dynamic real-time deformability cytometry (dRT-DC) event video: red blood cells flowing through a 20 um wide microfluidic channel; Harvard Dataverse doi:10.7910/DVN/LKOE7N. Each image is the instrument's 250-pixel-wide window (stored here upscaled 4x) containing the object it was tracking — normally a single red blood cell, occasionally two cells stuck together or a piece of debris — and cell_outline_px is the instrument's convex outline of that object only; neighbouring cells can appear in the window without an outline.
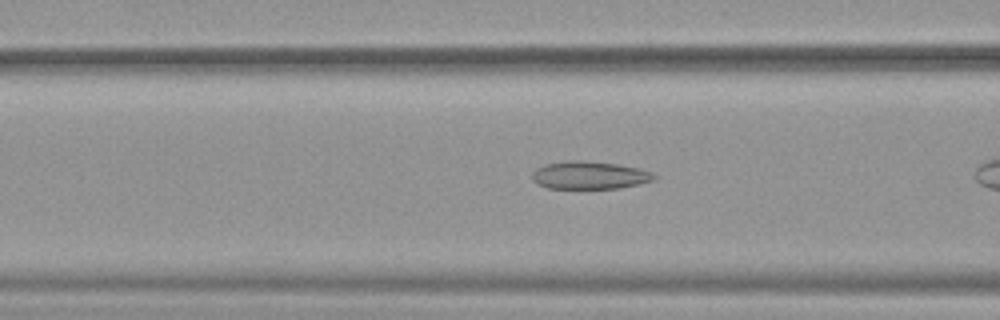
{"species": "common noctule bat (a hibernating species)", "species_latin": "Nyctalus noctula", "temperature_condition": "warm", "stored_images_in_passage": 9, "camera_frame_rate_fps": 3000, "um_per_image_px": 0.085, "animal": {"sex": "female", "body_mass_g": 19.9}, "frame": {"image": 1, "passage_image": 7, "time_ms": 2.0, "image_size_px": [1000, 320], "cell_outline_px": [[656, 176], [652, 180], [640, 184], [620, 188], [548, 188], [536, 184], [532, 180], [532, 172], [536, 168], [544, 164], [568, 160], [584, 160], [616, 164], [640, 168], [652, 172]], "centroid_in_image_um": [50.07, 14.89], "position_along_channel_um": 116.5, "area_um2": 19.88}}